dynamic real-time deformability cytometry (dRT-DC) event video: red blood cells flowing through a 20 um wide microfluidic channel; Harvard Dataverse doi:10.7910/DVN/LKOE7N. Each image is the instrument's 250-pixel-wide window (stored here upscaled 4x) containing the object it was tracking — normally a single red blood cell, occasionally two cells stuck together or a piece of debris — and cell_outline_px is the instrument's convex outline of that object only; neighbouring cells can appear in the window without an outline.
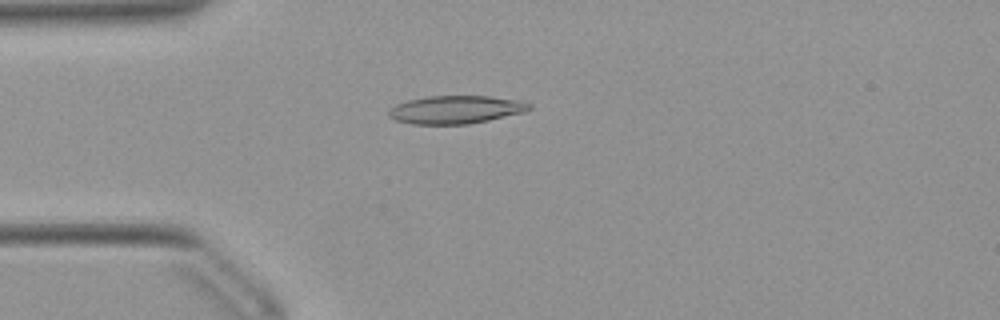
{"species": "Egyptian fruit bat (a non-hibernating species)", "species_latin": "Rousettus aegyptiacus", "temperature_condition": "warm", "stored_images_in_passage": 51, "camera_frame_rate_fps": 3000, "um_per_image_px": 0.085, "animal": {"sex": "female"}, "frame": {"image": 1, "passage_image": 13, "time_ms": 4.0, "image_size_px": [1000, 320], "cell_outline_px": [[532, 108], [524, 112], [488, 120], [468, 124], [412, 124], [396, 120], [388, 116], [388, 112], [396, 104], [408, 100], [428, 96], [488, 96], [524, 100], [532, 104]], "centroid_in_image_um": [38.78, 9.31], "position_along_channel_um": 46.2, "area_um2": 23.0}}
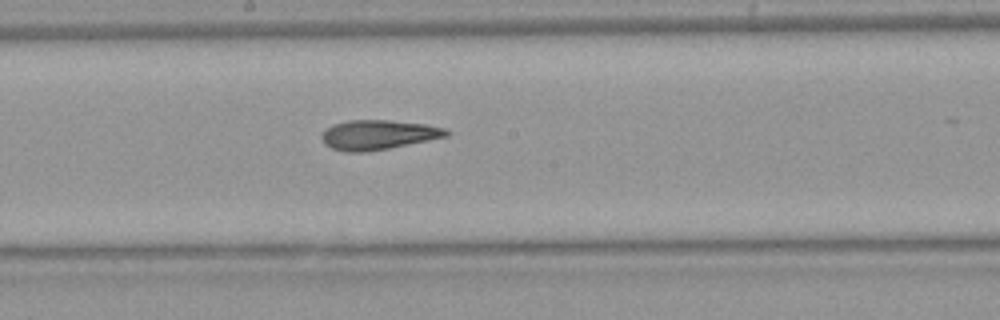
{"frame": {"image": 2, "passage_image": 27, "time_ms": 8.667, "image_size_px": [1000, 320], "cell_outline_px": [[452, 132], [448, 136], [388, 148], [364, 152], [344, 152], [332, 148], [324, 144], [320, 136], [324, 128], [332, 124], [348, 120], [388, 120], [424, 124], [444, 128]], "centroid_in_image_um": [32.09, 11.45], "position_along_channel_um": 216.1, "area_um2": 21.56}}
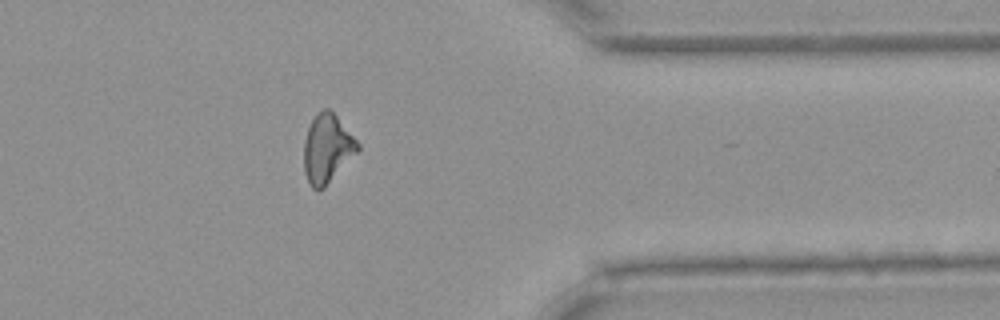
{"frame": {"image": 3, "passage_image": 41, "time_ms": 13.333, "image_size_px": [1000, 320], "cell_outline_px": [[360, 148], [324, 188], [316, 192], [308, 184], [304, 172], [304, 140], [308, 128], [316, 112], [324, 108], [328, 108], [336, 116], [360, 144]], "centroid_in_image_um": [27.77, 12.65], "position_along_channel_um": 383.6, "area_um2": 21.39}, "authors_computed_cell_mechanics": {"area_um2": 21.675, "velocity_mm_per_s": 3.9343, "shape_relaxation_time_tau1_ms": null, "shape_relaxation_time_tau2_ms": 2.3102, "deformation_change_tau1": null, "deformation_change_tau2": 0.1163}}